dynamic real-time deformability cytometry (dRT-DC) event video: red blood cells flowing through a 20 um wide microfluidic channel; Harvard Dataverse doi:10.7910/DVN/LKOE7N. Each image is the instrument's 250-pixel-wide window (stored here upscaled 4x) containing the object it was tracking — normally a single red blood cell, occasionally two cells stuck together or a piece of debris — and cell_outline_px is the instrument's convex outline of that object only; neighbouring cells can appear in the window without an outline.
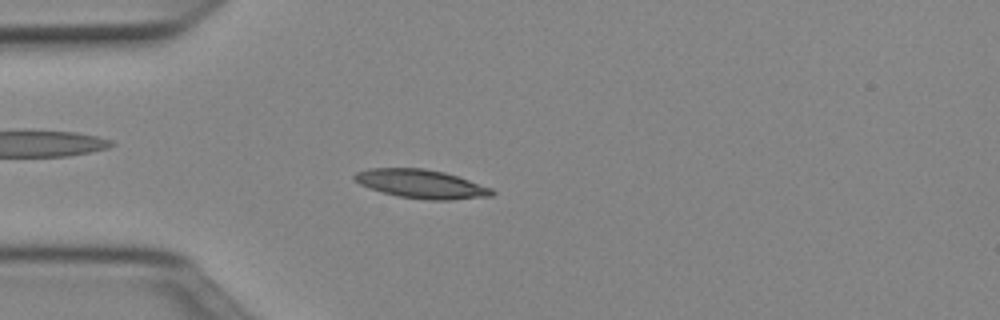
{"species": "Egyptian fruit bat (a non-hibernating species)", "species_latin": "Rousettus aegyptiacus", "temperature_condition": "cold", "stored_images_in_passage": 50, "camera_frame_rate_fps": 3000, "um_per_image_px": 0.085, "animal": {"sex": "female"}, "frame": {"image": 1, "passage_image": 13, "time_ms": 4.0, "image_size_px": [1000, 320], "cell_outline_px": [[496, 192], [492, 196], [452, 200], [424, 200], [400, 196], [384, 192], [360, 184], [352, 176], [356, 172], [368, 168], [424, 168], [444, 172], [492, 188]], "centroid_in_image_um": [35.83, 15.63], "position_along_channel_um": 49.2, "area_um2": 22.83}}
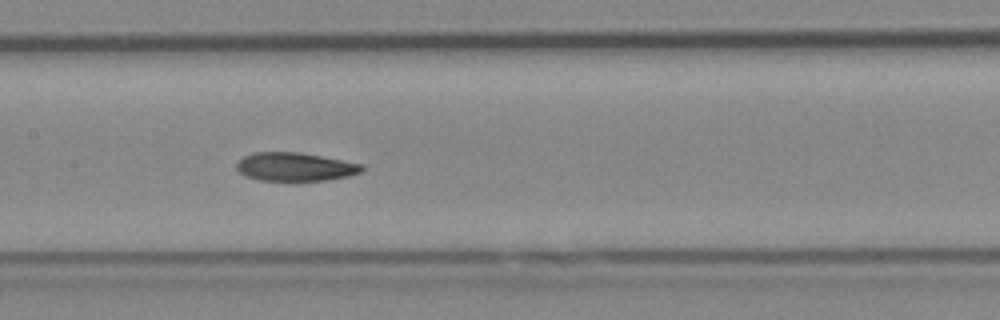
{"frame": {"image": 2, "passage_image": 24, "time_ms": 7.667, "image_size_px": [1000, 320], "cell_outline_px": [[364, 168], [360, 172], [348, 176], [324, 180], [260, 180], [244, 176], [236, 168], [236, 164], [244, 156], [252, 152], [300, 152], [364, 164]], "centroid_in_image_um": [25.07, 14.17], "position_along_channel_um": 182.3, "area_um2": 20.69}}
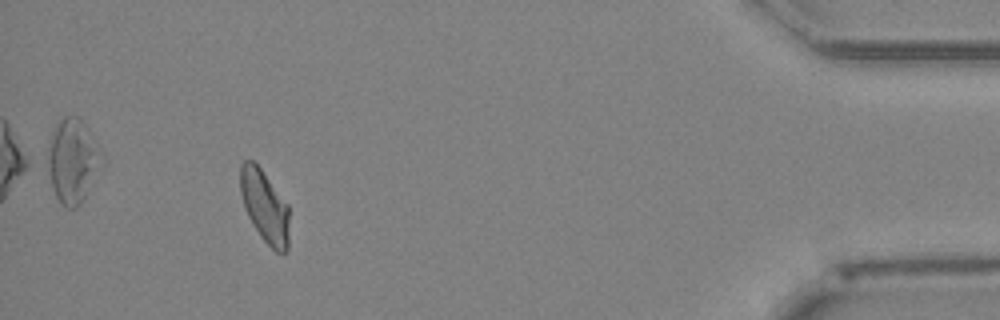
{"frame": {"image": 3, "passage_image": 46, "time_ms": 15.0, "image_size_px": [1000, 320], "cell_outline_px": [[288, 252], [276, 252], [260, 236], [252, 224], [244, 208], [240, 192], [240, 164], [244, 160], [252, 160], [260, 168], [288, 204]], "centroid_in_image_um": [22.48, 17.54], "position_along_channel_um": 412.7, "area_um2": 20.58}, "authors_computed_cell_mechanics": {"area_um2": 21.1548, "velocity_mm_per_s": 3.9821, "shape_relaxation_time_tau1_ms": null, "shape_relaxation_time_tau2_ms": 5.4996, "deformation_change_tau1": null, "deformation_change_tau2": 0.1148}}